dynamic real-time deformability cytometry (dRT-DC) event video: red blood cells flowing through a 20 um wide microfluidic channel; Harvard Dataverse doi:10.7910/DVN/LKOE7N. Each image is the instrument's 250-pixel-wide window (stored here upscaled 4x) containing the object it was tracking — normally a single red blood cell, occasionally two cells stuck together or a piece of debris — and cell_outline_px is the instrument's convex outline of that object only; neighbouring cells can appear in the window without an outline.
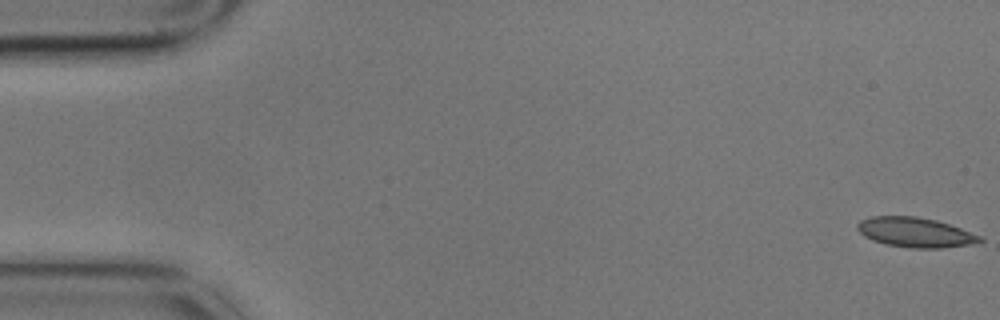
{"species": "common noctule bat (a hibernating species)", "species_latin": "Nyctalus noctula", "temperature_condition": "cold", "stored_images_in_passage": 5, "camera_frame_rate_fps": 3000, "um_per_image_px": 0.085, "animal": {"sex": "male", "body_mass_g": 17.9}, "frame": {"image": 1, "passage_image": 1, "time_ms": 0.0, "image_size_px": [1000, 320], "cell_outline_px": [[984, 240], [968, 244], [940, 248], [912, 248], [884, 244], [872, 240], [864, 236], [856, 228], [856, 224], [860, 220], [872, 216], [916, 216], [936, 220], [960, 228], [980, 236]], "centroid_in_image_um": [77.73, 19.74], "position_along_channel_um": 7.3, "area_um2": 21.1}}
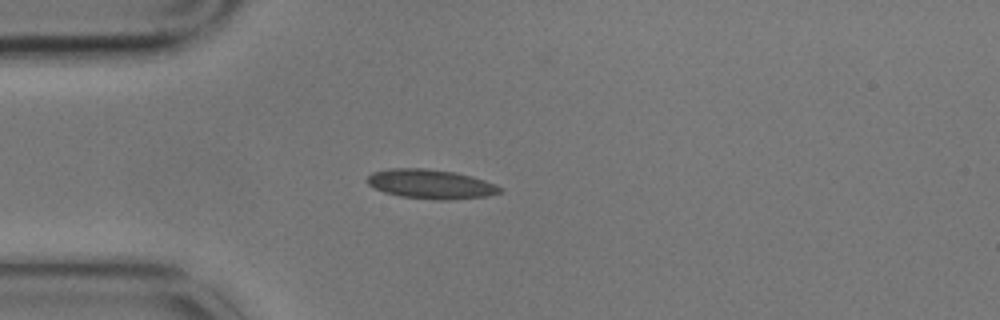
{"frame": {"image": 2, "passage_image": 5, "time_ms": 1.333, "image_size_px": [1000, 320], "cell_outline_px": [[504, 188], [500, 192], [488, 196], [448, 200], [436, 200], [400, 196], [384, 192], [368, 184], [364, 180], [372, 172], [388, 168], [424, 168], [456, 172], [472, 176], [496, 184]], "centroid_in_image_um": [36.61, 15.64], "position_along_channel_um": 48.4, "area_um2": 22.89}}